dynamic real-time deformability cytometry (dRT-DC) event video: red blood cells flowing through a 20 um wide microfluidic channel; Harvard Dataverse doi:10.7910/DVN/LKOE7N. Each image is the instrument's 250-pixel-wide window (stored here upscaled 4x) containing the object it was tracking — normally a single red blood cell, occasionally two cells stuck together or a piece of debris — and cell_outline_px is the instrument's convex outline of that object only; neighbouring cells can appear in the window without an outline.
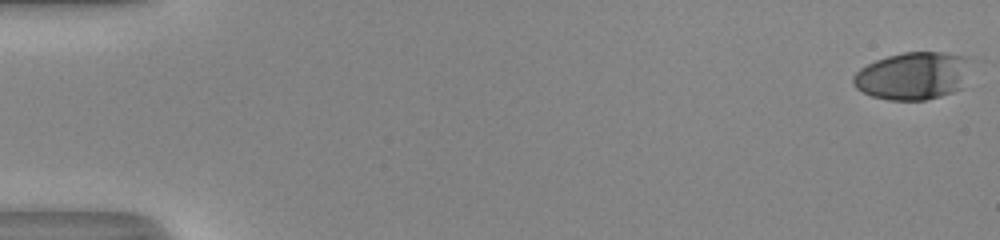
{"species": "human", "species_latin": "Homo sapiens", "temperature_condition": "room temperature", "stored_images_in_passage": 53, "camera_frame_rate_fps": 3000, "um_per_image_px": 0.085, "donor": {"sex": "male"}, "frame": {"image": 1, "passage_image": 1, "time_ms": 0.0, "image_size_px": [1000, 240], "cell_outline_px": [[968, 60], [964, 88], [940, 96], [924, 100], [888, 100], [872, 96], [856, 88], [852, 84], [852, 76], [860, 68], [876, 60], [888, 56], [904, 52], [944, 52], [968, 56]], "centroid_in_image_um": [77.58, 6.45], "position_along_channel_um": 7.4, "area_um2": 32.66}}
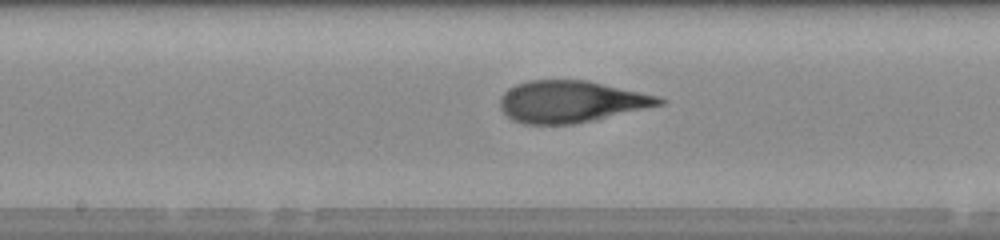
{"frame": {"image": 2, "passage_image": 29, "time_ms": 9.333, "image_size_px": [1000, 240], "cell_outline_px": [[668, 100], [664, 104], [572, 124], [524, 124], [512, 120], [500, 108], [500, 96], [508, 88], [516, 84], [528, 80], [588, 80], [660, 96]], "centroid_in_image_um": [48.52, 8.62], "position_along_channel_um": 199.7, "area_um2": 38.67}}
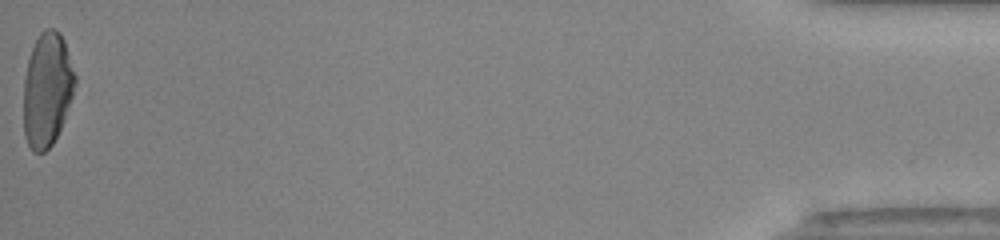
{"frame": {"image": 3, "passage_image": 53, "time_ms": 17.333, "image_size_px": [1000, 240], "cell_outline_px": [[76, 84], [64, 120], [52, 144], [44, 152], [32, 152], [24, 136], [24, 80], [28, 60], [32, 48], [40, 32], [44, 28], [56, 28], [60, 32], [64, 40], [76, 76]], "centroid_in_image_um": [4.01, 7.6], "position_along_channel_um": 431.2, "area_um2": 34.22}, "authors_computed_cell_mechanics": {"area_um2": 37.6856, "velocity_mm_per_s": 4.122, "shape_relaxation_time_tau1_ms": 9.2696, "shape_relaxation_time_tau2_ms": 1.2235, "deformation_change_tau1": 0.3361, "deformation_change_tau2": 0.0992}}